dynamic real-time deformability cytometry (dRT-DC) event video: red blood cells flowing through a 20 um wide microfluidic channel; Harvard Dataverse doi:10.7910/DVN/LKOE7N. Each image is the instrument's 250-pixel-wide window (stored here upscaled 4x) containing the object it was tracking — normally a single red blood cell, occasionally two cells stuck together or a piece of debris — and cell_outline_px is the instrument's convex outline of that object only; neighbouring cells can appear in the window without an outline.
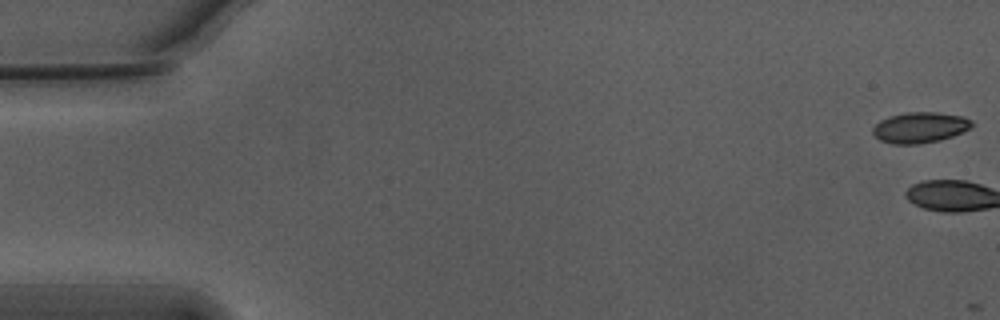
{"species": "Egyptian fruit bat (a non-hibernating species)", "species_latin": "Rousettus aegyptiacus", "temperature_condition": "warm", "stored_images_in_passage": 3, "camera_frame_rate_fps": 3000, "um_per_image_px": 0.085, "animal": {"sex": "male"}, "frame": {"image": 1, "passage_image": 1, "time_ms": 0.0, "image_size_px": [1000, 320], "cell_outline_px": [[972, 124], [964, 132], [940, 140], [920, 144], [892, 144], [880, 140], [872, 132], [872, 128], [880, 120], [904, 112], [936, 112], [964, 116], [972, 120]], "centroid_in_image_um": [78.2, 10.84], "position_along_channel_um": 6.8, "area_um2": 17.74}}